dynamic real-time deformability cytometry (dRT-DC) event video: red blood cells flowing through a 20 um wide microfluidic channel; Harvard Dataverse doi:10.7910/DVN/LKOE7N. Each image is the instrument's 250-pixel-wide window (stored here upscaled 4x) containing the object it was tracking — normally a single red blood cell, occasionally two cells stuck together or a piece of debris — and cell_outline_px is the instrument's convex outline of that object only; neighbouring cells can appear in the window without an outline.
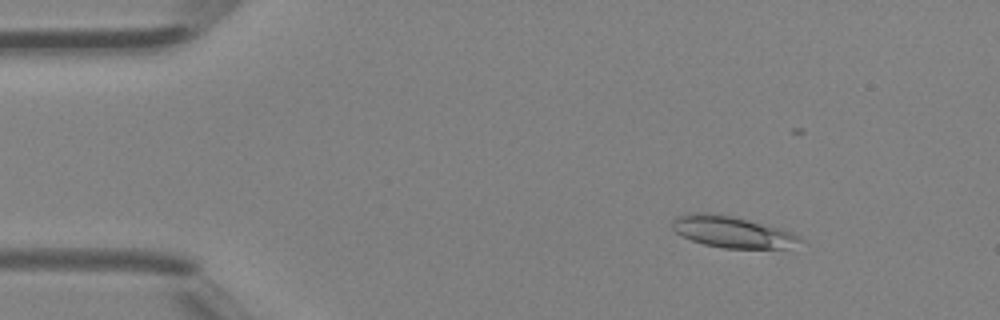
{"species": "Egyptian fruit bat (a non-hibernating species)", "species_latin": "Rousettus aegyptiacus", "temperature_condition": "room temperature", "stored_images_in_passage": 48, "camera_frame_rate_fps": 3000, "um_per_image_px": 0.085, "animal": {"sex": "female"}, "frame": {"image": 1, "passage_image": 7, "time_ms": 2.0, "image_size_px": [1000, 320], "cell_outline_px": [[804, 240], [784, 248], [724, 248], [704, 244], [692, 240], [676, 232], [672, 228], [672, 220], [676, 216], [692, 212], [708, 212], [732, 216], [780, 228], [792, 232], [800, 236]], "centroid_in_image_um": [62.21, 19.69], "position_along_channel_um": 22.8, "area_um2": 23.24}}
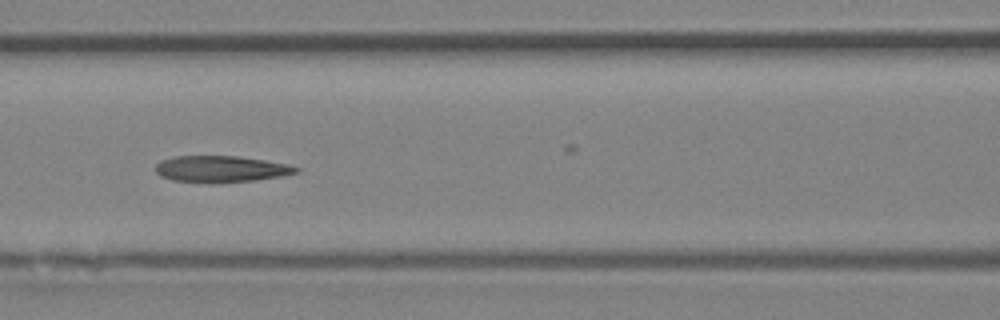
{"frame": {"image": 2, "passage_image": 21, "time_ms": 6.667, "image_size_px": [1000, 320], "cell_outline_px": [[300, 172], [280, 176], [256, 180], [172, 180], [160, 176], [156, 172], [156, 164], [160, 160], [176, 156], [236, 156], [264, 160], [288, 164], [300, 168]], "centroid_in_image_um": [18.81, 14.32], "position_along_channel_um": 147.8, "area_um2": 20.69}}
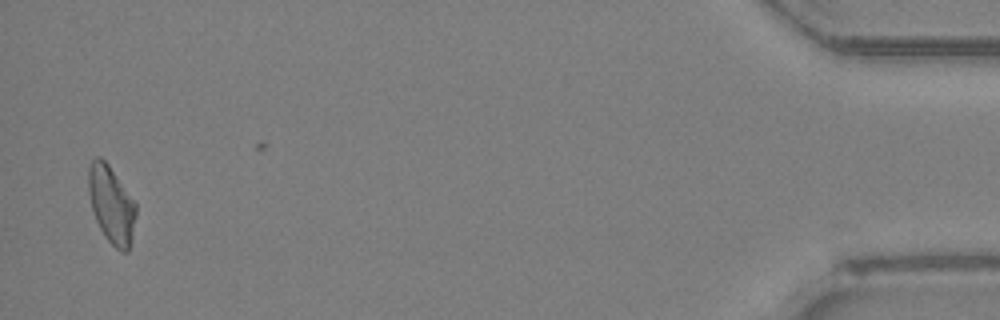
{"frame": {"image": 3, "passage_image": 46, "time_ms": 15.0, "image_size_px": [1000, 320], "cell_outline_px": [[136, 216], [132, 236], [128, 252], [120, 252], [104, 236], [96, 220], [92, 208], [88, 192], [88, 168], [92, 160], [96, 156], [100, 156], [108, 164], [136, 204]], "centroid_in_image_um": [9.46, 17.39], "position_along_channel_um": 425.7, "area_um2": 21.21}, "authors_computed_cell_mechanics": {"area_um2": 21.5594, "velocity_mm_per_s": 4.4075, "shape_relaxation_time_tau1_ms": null, "shape_relaxation_time_tau2_ms": 3.468, "deformation_change_tau1": null, "deformation_change_tau2": 0.1361}}